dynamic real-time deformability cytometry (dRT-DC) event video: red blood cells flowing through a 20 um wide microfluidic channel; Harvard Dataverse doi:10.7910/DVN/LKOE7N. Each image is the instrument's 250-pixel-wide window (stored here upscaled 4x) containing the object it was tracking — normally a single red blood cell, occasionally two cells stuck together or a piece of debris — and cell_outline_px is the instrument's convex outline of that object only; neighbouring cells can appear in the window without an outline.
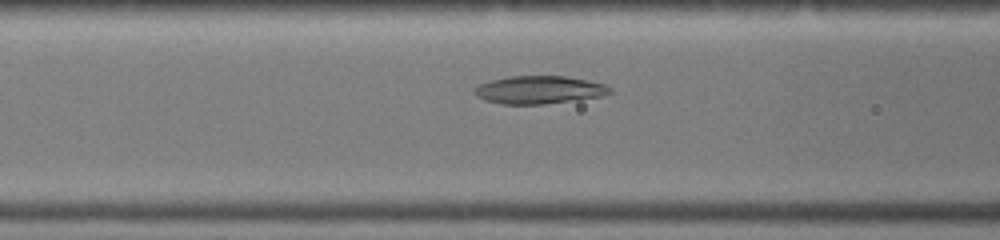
{"species": "common noctule bat (a hibernating species)", "species_latin": "Nyctalus noctula", "temperature_condition": "warm", "stored_images_in_passage": 33, "segment_of_instrument_passage": [1, 2], "camera_frame_rate_fps": 3000, "um_per_image_px": 0.085, "animal": {"sex": "female", "body_mass_g": 19.0, "forearm_length_mm": 51.5}, "frame": {"image": 1, "passage_image": 12, "time_ms": 3.667, "image_size_px": [1000, 240], "cell_outline_px": [[612, 92], [604, 96], [544, 104], [500, 104], [484, 100], [476, 96], [472, 92], [472, 88], [480, 84], [492, 80], [508, 76], [568, 76], [588, 80], [604, 84], [612, 88]], "centroid_in_image_um": [45.81, 7.63], "position_along_channel_um": 120.8, "area_um2": 22.25}}
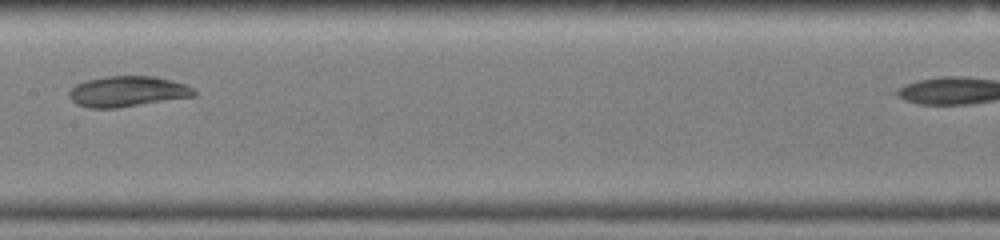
{"frame": {"image": 2, "passage_image": 17, "time_ms": 5.333, "image_size_px": [1000, 240], "cell_outline_px": [[196, 96], [116, 108], [88, 108], [76, 104], [68, 96], [68, 92], [76, 84], [88, 80], [104, 76], [156, 76], [172, 80], [184, 84], [192, 88], [196, 92]], "centroid_in_image_um": [10.82, 7.77], "position_along_channel_um": 196.6, "area_um2": 22.31}}
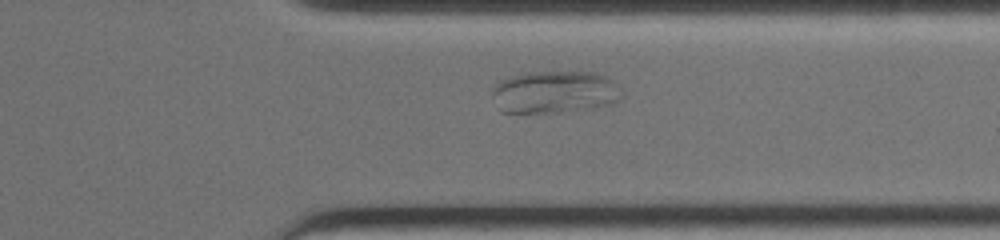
{"frame": {"image": 3, "passage_image": 28, "time_ms": 9.0, "image_size_px": [1000, 240], "cell_outline_px": [[624, 92], [620, 100], [612, 104], [556, 112], [504, 112], [500, 108], [492, 96], [492, 88], [500, 80], [508, 76], [528, 72], [596, 72], [608, 76], [616, 80]], "centroid_in_image_um": [47.21, 7.79], "position_along_channel_um": 364.2, "area_um2": 32.19}}